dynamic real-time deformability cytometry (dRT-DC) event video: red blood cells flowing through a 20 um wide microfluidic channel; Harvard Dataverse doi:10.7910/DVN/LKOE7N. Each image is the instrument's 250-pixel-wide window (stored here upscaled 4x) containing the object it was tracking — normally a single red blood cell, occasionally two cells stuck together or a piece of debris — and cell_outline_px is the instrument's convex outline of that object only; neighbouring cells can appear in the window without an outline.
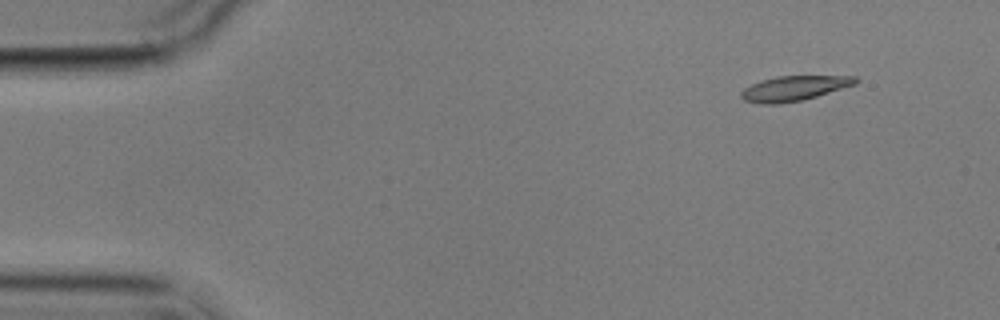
{"species": "common noctule bat (a hibernating species)", "species_latin": "Nyctalus noctula", "temperature_condition": "cold", "stored_images_in_passage": 5, "camera_frame_rate_fps": 3000, "um_per_image_px": 0.085, "animal": {"sex": "male", "body_mass_g": 17.9}, "frame": {"image": 1, "passage_image": 2, "time_ms": 1.333, "image_size_px": [1000, 320], "cell_outline_px": [[860, 80], [856, 84], [804, 100], [780, 104], [760, 104], [744, 100], [740, 96], [740, 92], [744, 88], [752, 84], [776, 76], [856, 76]], "centroid_in_image_um": [67.5, 7.51], "position_along_channel_um": 17.5, "area_um2": 16.65}}
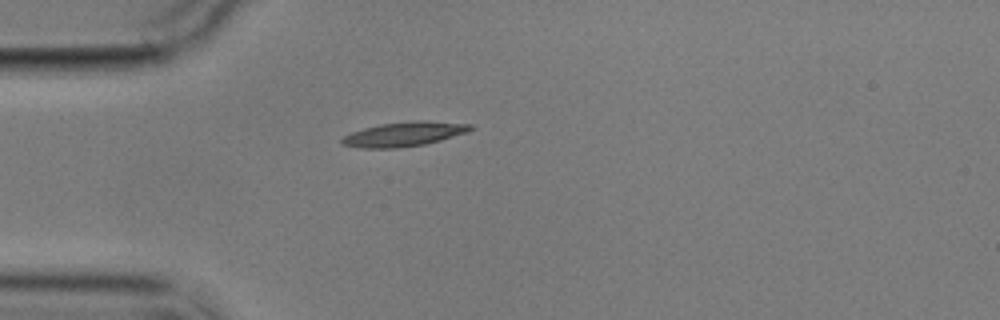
{"frame": {"image": 2, "passage_image": 5, "time_ms": 4.667, "image_size_px": [1000, 320], "cell_outline_px": [[476, 128], [468, 132], [440, 140], [424, 144], [396, 148], [360, 148], [340, 144], [340, 140], [344, 136], [352, 132], [364, 128], [380, 124], [416, 120], [428, 120], [472, 124]], "centroid_in_image_um": [34.37, 11.39], "position_along_channel_um": 50.6, "area_um2": 18.44}}